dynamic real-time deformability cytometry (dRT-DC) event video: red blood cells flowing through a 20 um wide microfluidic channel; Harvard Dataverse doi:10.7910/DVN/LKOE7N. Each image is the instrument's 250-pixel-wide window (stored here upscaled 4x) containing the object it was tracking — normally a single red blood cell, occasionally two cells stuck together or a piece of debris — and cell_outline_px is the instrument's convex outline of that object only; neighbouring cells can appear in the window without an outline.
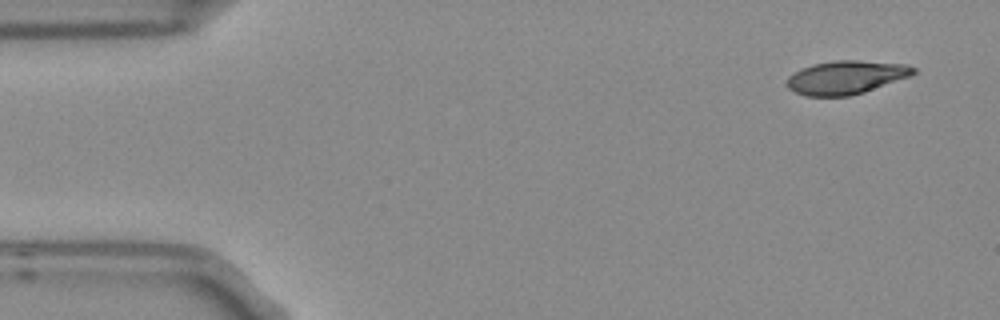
{"species": "Egyptian fruit bat (a non-hibernating species)", "species_latin": "Rousettus aegyptiacus", "temperature_condition": "room temperature", "stored_images_in_passage": 4, "camera_frame_rate_fps": 3000, "um_per_image_px": 0.085, "frame": {"image": 1, "passage_image": 1, "time_ms": 0.0, "image_size_px": [1000, 320], "cell_outline_px": [[916, 72], [908, 76], [864, 92], [848, 96], [804, 96], [788, 88], [788, 76], [812, 64], [832, 60], [856, 60], [908, 64], [916, 68]], "centroid_in_image_um": [71.91, 6.57], "position_along_channel_um": 13.1, "area_um2": 24.39}}
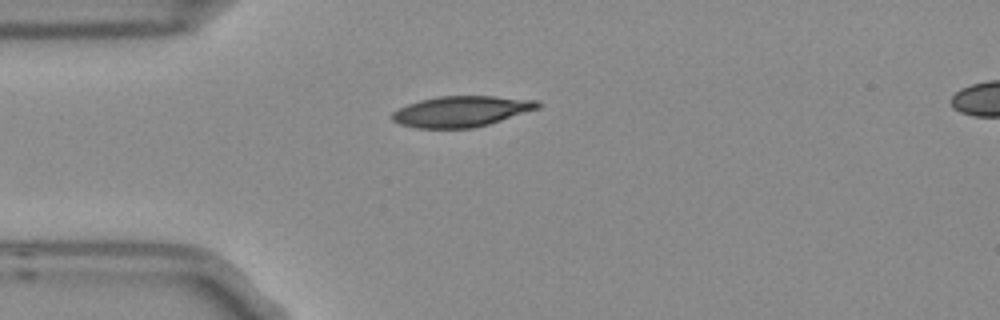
{"frame": {"image": 2, "passage_image": 3, "time_ms": 0.667, "image_size_px": [1000, 320], "cell_outline_px": [[540, 108], [488, 124], [472, 128], [416, 128], [400, 124], [392, 120], [392, 112], [408, 104], [420, 100], [436, 96], [496, 96], [536, 100], [540, 104]], "centroid_in_image_um": [39.21, 9.46], "position_along_channel_um": 45.8, "area_um2": 26.01}}